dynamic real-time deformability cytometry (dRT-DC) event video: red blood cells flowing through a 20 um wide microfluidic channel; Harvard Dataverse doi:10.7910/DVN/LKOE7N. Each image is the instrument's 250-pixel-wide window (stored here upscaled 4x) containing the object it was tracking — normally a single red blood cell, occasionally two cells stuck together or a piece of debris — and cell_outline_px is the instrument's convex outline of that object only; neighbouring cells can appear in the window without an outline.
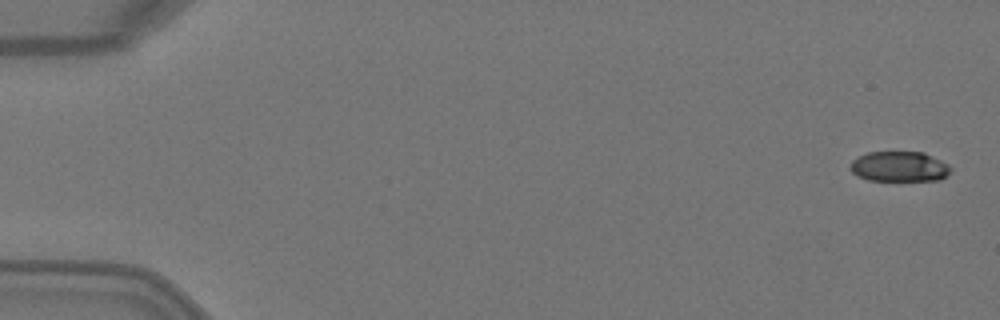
{"species": "Egyptian fruit bat (a non-hibernating species)", "species_latin": "Rousettus aegyptiacus", "temperature_condition": "warm", "stored_images_in_passage": 4, "camera_frame_rate_fps": 3000, "um_per_image_px": 0.085, "animal": {"sex": "female"}, "frame": {"image": 1, "passage_image": 1, "time_ms": 0.0, "image_size_px": [1000, 320], "cell_outline_px": [[952, 168], [940, 180], [868, 180], [856, 176], [848, 168], [852, 160], [868, 152], [924, 152], [948, 164]], "centroid_in_image_um": [76.4, 14.15], "position_along_channel_um": 8.6, "area_um2": 17.63}}
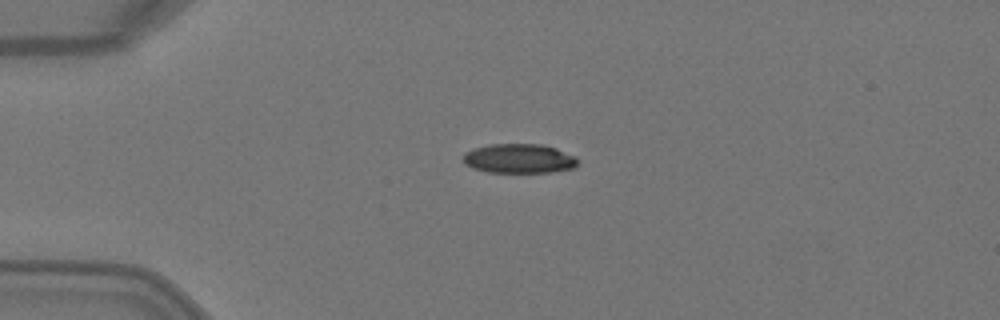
{"frame": {"image": 2, "passage_image": 4, "time_ms": 1.0, "image_size_px": [1000, 320], "cell_outline_px": [[580, 160], [572, 168], [552, 172], [488, 172], [472, 168], [464, 164], [464, 152], [488, 144], [544, 144], [556, 148], [576, 156]], "centroid_in_image_um": [44.13, 13.47], "position_along_channel_um": 40.9, "area_um2": 19.71}}